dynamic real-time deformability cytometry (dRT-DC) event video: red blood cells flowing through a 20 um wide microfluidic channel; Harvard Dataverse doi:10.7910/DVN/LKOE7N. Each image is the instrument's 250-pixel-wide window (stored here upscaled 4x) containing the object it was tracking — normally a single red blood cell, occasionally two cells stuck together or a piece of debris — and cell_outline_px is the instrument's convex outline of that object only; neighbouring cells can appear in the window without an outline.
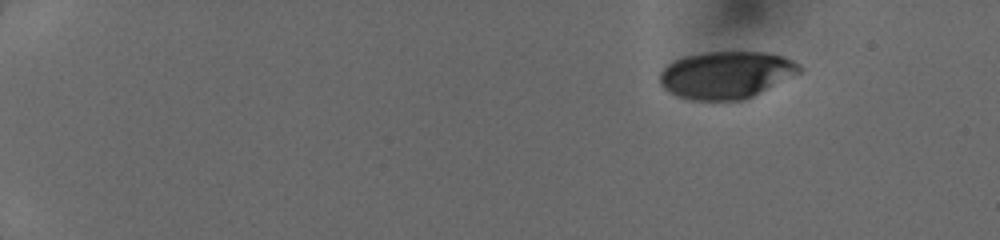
{"species": "human", "species_latin": "Homo sapiens", "temperature_condition": "cold", "stored_images_in_passage": 15, "camera_frame_rate_fps": 3000, "um_per_image_px": 0.085, "donor": {"sex": "female"}, "frame": {"image": 1, "passage_image": 1, "time_ms": 0.0, "image_size_px": [1000, 240], "cell_outline_px": [[804, 68], [800, 72], [744, 100], [692, 100], [680, 96], [664, 88], [660, 84], [660, 72], [668, 64], [684, 56], [708, 52], [768, 52], [792, 60]], "centroid_in_image_um": [61.72, 6.36], "position_along_channel_um": 23.3, "area_um2": 37.97}}
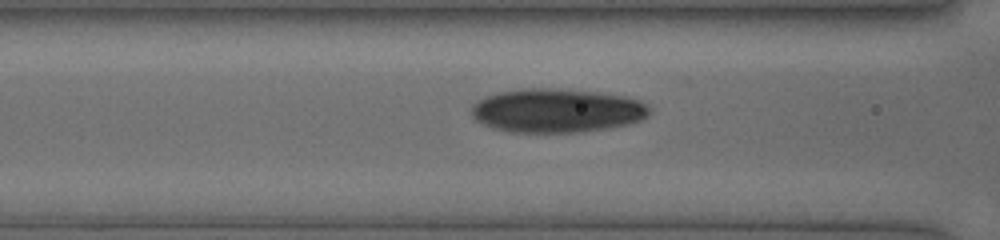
{"frame": {"image": 2, "passage_image": 10, "time_ms": 5.667, "image_size_px": [1000, 240], "cell_outline_px": [[652, 108], [648, 116], [640, 120], [628, 124], [608, 128], [576, 132], [512, 132], [496, 128], [484, 124], [476, 120], [472, 116], [472, 104], [484, 96], [500, 92], [520, 88], [552, 88], [600, 92], [624, 96], [640, 100], [648, 104]], "centroid_in_image_um": [47.36, 9.38], "position_along_channel_um": 119.2, "area_um2": 45.66}}
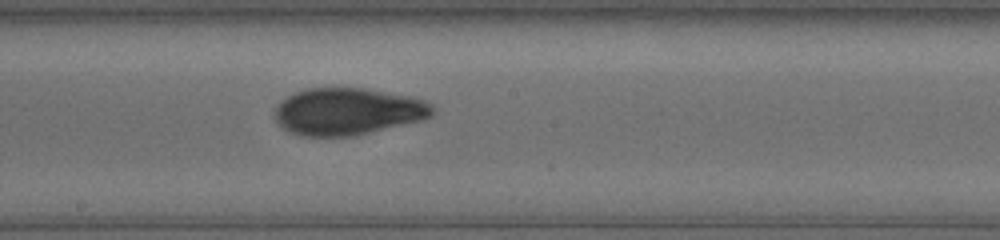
{"frame": {"image": 3, "passage_image": 15, "time_ms": 8.0, "image_size_px": [1000, 240], "cell_outline_px": [[436, 112], [432, 116], [424, 120], [352, 136], [304, 136], [292, 132], [284, 128], [272, 116], [276, 104], [280, 100], [296, 92], [308, 88], [364, 88], [412, 96], [424, 100], [432, 104]], "centroid_in_image_um": [29.58, 9.47], "position_along_channel_um": 218.6, "area_um2": 43.52}}